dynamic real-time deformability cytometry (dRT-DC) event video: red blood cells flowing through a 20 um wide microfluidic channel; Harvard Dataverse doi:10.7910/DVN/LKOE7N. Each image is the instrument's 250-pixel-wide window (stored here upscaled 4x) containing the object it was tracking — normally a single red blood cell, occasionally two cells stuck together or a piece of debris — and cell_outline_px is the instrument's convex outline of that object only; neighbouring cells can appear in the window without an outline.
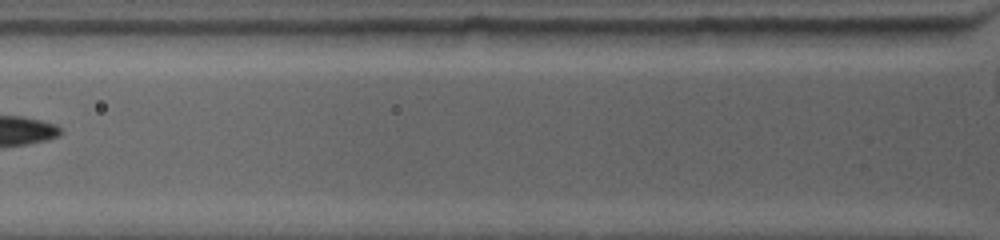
{"species": "common noctule bat (a hibernating species)", "species_latin": "Nyctalus noctula", "temperature_condition": "warm", "stored_images_in_passage": 2, "camera_frame_rate_fps": 4500, "um_per_image_px": 0.085, "animal": {"sex": "female", "body_mass_g": 19.0, "forearm_length_mm": 53.3}, "frame": {"image": 1, "passage_image": 2, "time_ms": 0.444, "image_size_px": [1000, 240], "cell_outline_px": [[952, 36], [940, 44], [804, 44], [784, 28], [952, 28]], "centroid_in_image_um": [74.07, 3.04], "position_along_channel_um": 51.7, "area_um2": 17.92}}